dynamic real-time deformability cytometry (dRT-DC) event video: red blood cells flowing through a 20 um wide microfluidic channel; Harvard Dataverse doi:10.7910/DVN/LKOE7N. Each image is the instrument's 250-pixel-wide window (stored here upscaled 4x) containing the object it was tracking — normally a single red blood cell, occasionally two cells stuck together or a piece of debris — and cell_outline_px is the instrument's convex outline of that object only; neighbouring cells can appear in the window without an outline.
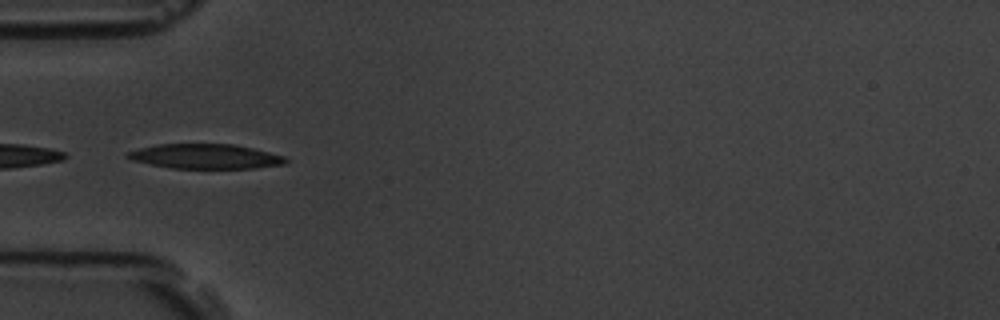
{"species": "common noctule bat (a hibernating species)", "species_latin": "Nyctalus noctula", "temperature_condition": "room temperature", "stored_images_in_passage": 15, "camera_frame_rate_fps": 3000, "um_per_image_px": 0.085, "animal": {"sex": "male", "body_mass_g": 19.5, "forearm_length_mm": 54.6}, "frame": {"image": 1, "passage_image": 7, "time_ms": 2.0, "image_size_px": [1000, 320], "cell_outline_px": [[288, 160], [284, 164], [256, 168], [172, 168], [132, 160], [124, 156], [128, 152], [140, 148], [156, 144], [236, 144], [284, 156]], "centroid_in_image_um": [17.46, 13.29], "position_along_channel_um": 67.5, "area_um2": 22.6}}